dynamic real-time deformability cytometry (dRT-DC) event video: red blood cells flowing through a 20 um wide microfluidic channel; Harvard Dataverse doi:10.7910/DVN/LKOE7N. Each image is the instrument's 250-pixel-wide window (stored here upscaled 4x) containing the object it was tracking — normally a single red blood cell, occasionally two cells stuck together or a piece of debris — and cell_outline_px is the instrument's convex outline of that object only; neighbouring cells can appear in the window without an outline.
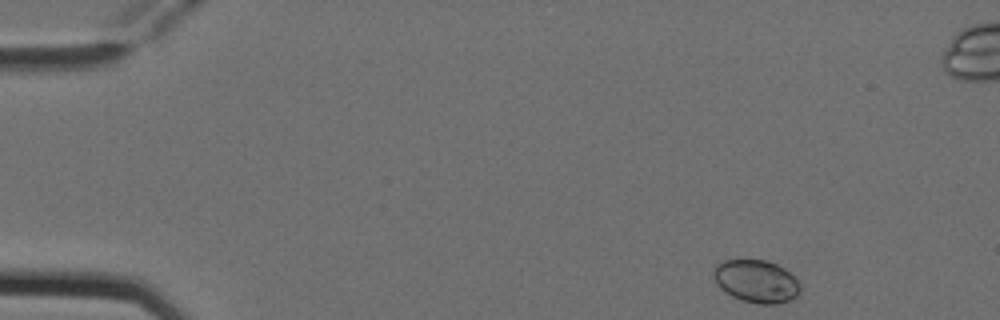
{"species": "Egyptian fruit bat (a non-hibernating species)", "species_latin": "Rousettus aegyptiacus", "temperature_condition": "cold", "stored_images_in_passage": 5, "camera_frame_rate_fps": 3000, "um_per_image_px": 0.085, "animal": {"sex": "female"}, "frame": {"image": 1, "passage_image": 1, "time_ms": 0.0, "image_size_px": [1000, 320], "cell_outline_px": [[800, 288], [796, 296], [792, 300], [776, 304], [756, 304], [740, 300], [724, 292], [716, 284], [712, 276], [712, 272], [716, 264], [724, 260], [764, 260], [776, 264], [784, 268], [800, 284]], "centroid_in_image_um": [64.24, 23.92], "position_along_channel_um": 20.8, "area_um2": 21.73}}